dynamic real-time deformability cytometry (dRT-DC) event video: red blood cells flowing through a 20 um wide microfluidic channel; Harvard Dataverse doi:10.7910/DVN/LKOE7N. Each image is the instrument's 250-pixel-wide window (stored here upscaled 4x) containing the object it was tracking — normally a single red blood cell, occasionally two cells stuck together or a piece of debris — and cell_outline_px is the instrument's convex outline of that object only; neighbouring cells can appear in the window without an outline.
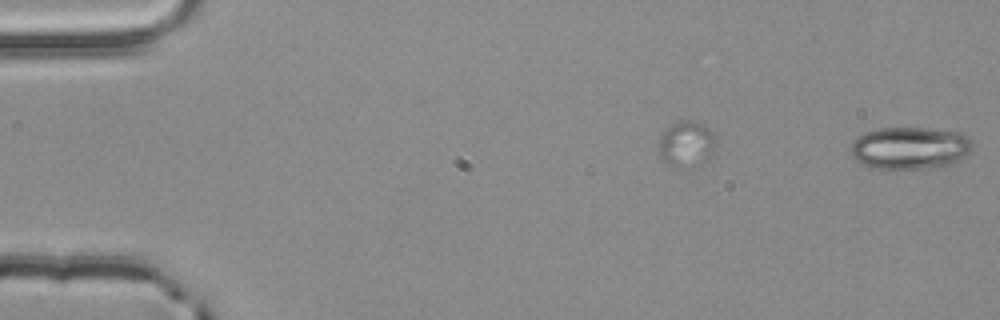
{"species": "common noctule bat (a hibernating species)", "species_latin": "Nyctalus noctula", "temperature_condition": "room temperature", "stored_images_in_passage": 48, "camera_frame_rate_fps": 3000, "um_per_image_px": 0.085, "animal": {"sex": "male", "body_mass_g": 20.4}, "frame": {"image": 1, "passage_image": 1, "time_ms": 0.0, "image_size_px": [1000, 320], "cell_outline_px": [[972, 152], [952, 164], [944, 168], [872, 168], [856, 160], [852, 156], [848, 148], [852, 140], [856, 136], [864, 132], [880, 128], [928, 128], [964, 132], [972, 140]], "centroid_in_image_um": [77.37, 12.57], "position_along_channel_um": 7.6, "area_um2": 30.75}}
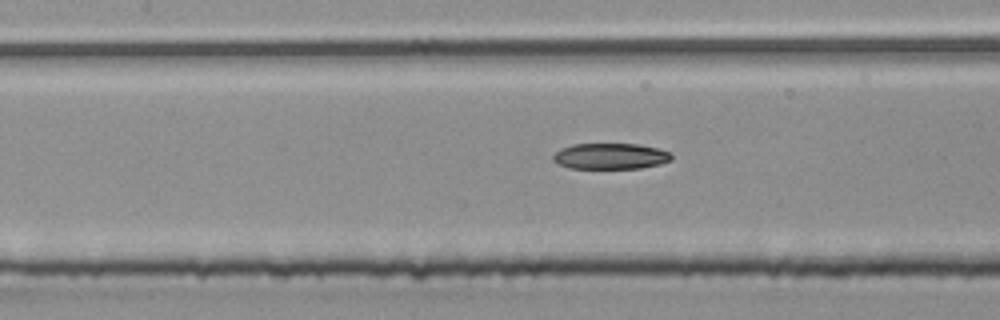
{"frame": {"image": 2, "passage_image": 25, "time_ms": 8.0, "image_size_px": [1000, 320], "cell_outline_px": [[672, 160], [660, 164], [640, 168], [568, 168], [556, 164], [552, 160], [552, 156], [560, 148], [572, 144], [640, 144], [672, 152]], "centroid_in_image_um": [51.87, 13.27], "position_along_channel_um": 155.5, "area_um2": 18.09}}
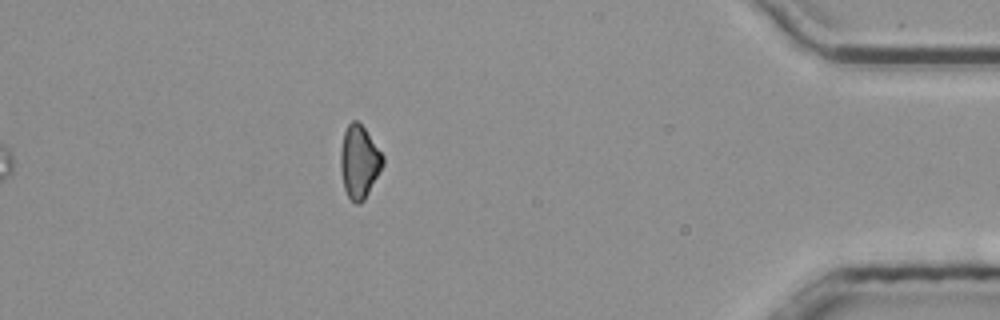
{"frame": {"image": 3, "passage_image": 48, "time_ms": 15.667, "image_size_px": [1000, 320], "cell_outline_px": [[384, 164], [364, 200], [360, 204], [356, 204], [348, 196], [344, 188], [340, 172], [340, 148], [344, 132], [348, 124], [352, 120], [356, 120], [364, 128], [384, 156]], "centroid_in_image_um": [30.52, 13.76], "position_along_channel_um": 404.7, "area_um2": 17.92}}